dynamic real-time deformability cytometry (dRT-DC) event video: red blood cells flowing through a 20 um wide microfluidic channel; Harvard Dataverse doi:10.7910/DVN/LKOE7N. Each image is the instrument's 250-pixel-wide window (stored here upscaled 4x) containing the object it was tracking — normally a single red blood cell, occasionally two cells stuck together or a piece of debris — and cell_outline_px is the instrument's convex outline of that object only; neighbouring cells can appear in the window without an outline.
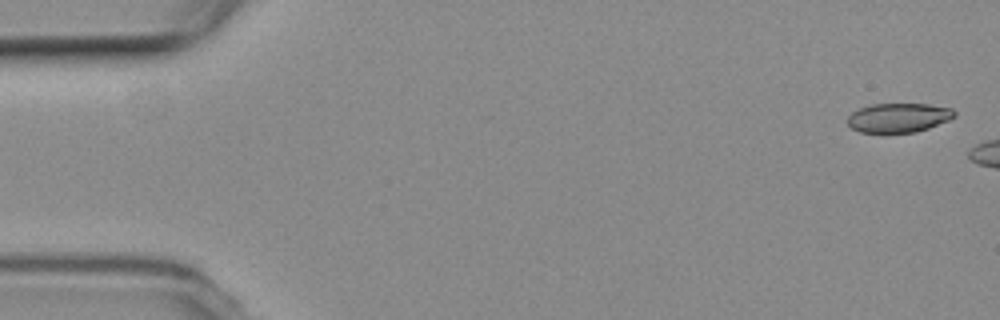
{"species": "common noctule bat (a hibernating species)", "species_latin": "Nyctalus noctula", "temperature_condition": "room temperature", "stored_images_in_passage": 5, "camera_frame_rate_fps": 3000, "um_per_image_px": 0.085, "animal": {"sex": "female", "body_mass_g": 19.3, "forearm_length_mm": 54.1}, "frame": {"image": 1, "passage_image": 1, "time_ms": 0.0, "image_size_px": [1000, 320], "cell_outline_px": [[956, 116], [948, 120], [928, 128], [916, 132], [860, 132], [852, 128], [848, 124], [848, 116], [852, 112], [860, 108], [872, 104], [928, 104], [952, 108], [956, 112]], "centroid_in_image_um": [76.39, 9.99], "position_along_channel_um": 8.6, "area_um2": 18.09}}